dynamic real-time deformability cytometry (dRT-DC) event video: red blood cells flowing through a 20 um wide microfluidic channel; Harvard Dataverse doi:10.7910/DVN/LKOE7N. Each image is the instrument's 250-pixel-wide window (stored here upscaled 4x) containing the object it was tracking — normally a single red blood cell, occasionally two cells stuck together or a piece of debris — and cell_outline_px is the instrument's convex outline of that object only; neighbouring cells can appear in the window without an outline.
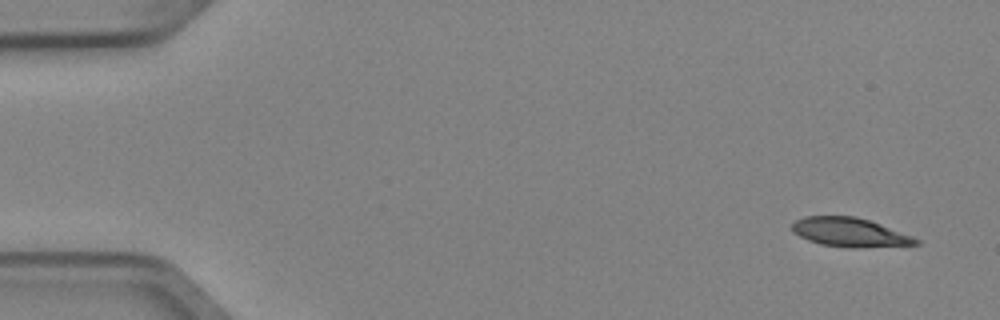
{"species": "Egyptian fruit bat (a non-hibernating species)", "species_latin": "Rousettus aegyptiacus", "temperature_condition": "cold", "stored_images_in_passage": 6, "camera_frame_rate_fps": 3000, "um_per_image_px": 0.085, "animal": {"sex": "female"}, "frame": {"image": 1, "passage_image": 1, "time_ms": 0.0, "image_size_px": [1000, 320], "cell_outline_px": [[920, 244], [856, 248], [852, 248], [820, 244], [808, 240], [792, 232], [792, 224], [796, 220], [804, 216], [856, 216], [880, 224], [912, 236], [920, 240]], "centroid_in_image_um": [72.21, 19.75], "position_along_channel_um": 12.8, "area_um2": 20.81}}
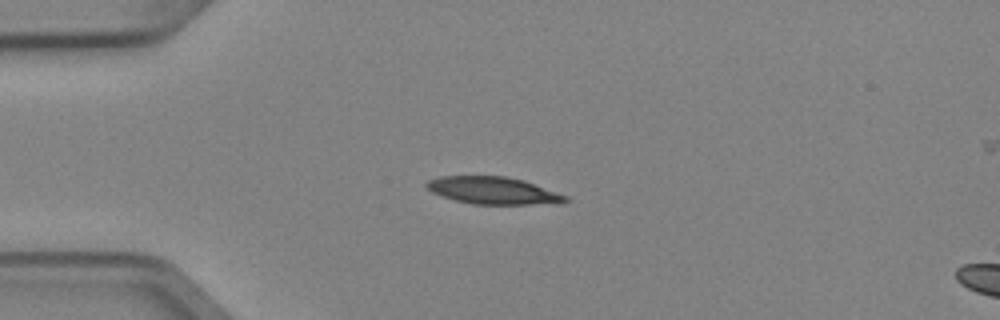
{"frame": {"image": 2, "passage_image": 4, "time_ms": 1.0, "image_size_px": [1000, 320], "cell_outline_px": [[572, 200], [564, 204], [472, 204], [456, 200], [432, 192], [424, 184], [428, 180], [440, 176], [504, 176], [524, 180], [568, 196]], "centroid_in_image_um": [42.0, 16.2], "position_along_channel_um": 43.0, "area_um2": 22.2}}
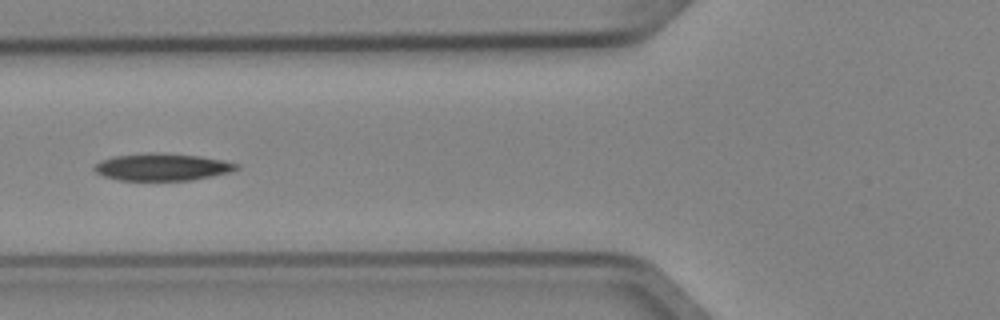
{"frame": {"image": 3, "passage_image": 6, "time_ms": 1.667, "image_size_px": [1000, 320], "cell_outline_px": [[240, 168], [228, 172], [188, 180], [120, 180], [104, 176], [96, 172], [92, 168], [100, 160], [116, 156], [152, 152], [200, 156], [224, 160], [240, 164]], "centroid_in_image_um": [13.77, 14.19], "position_along_channel_um": 112.0, "area_um2": 22.25}}